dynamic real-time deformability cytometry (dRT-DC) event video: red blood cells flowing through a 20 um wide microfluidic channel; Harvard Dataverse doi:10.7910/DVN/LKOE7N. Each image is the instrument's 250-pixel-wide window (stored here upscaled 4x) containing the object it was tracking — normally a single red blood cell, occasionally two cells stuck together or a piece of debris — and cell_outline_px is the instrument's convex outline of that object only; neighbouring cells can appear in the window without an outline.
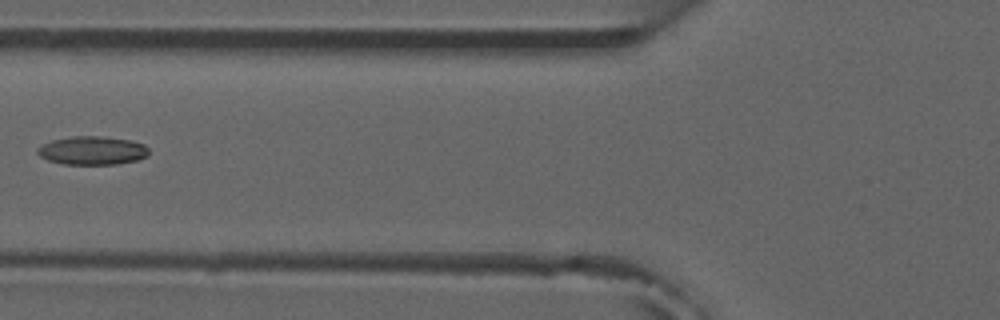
{"species": "common noctule bat (a hibernating species)", "species_latin": "Nyctalus noctula", "temperature_condition": "room temperature", "stored_images_in_passage": 3, "camera_frame_rate_fps": 3000, "um_per_image_px": 0.085, "animal": {"sex": "male", "forearm_length_mm": 52.5}, "frame": {"image": 1, "passage_image": 2, "time_ms": 1.333, "image_size_px": [1000, 320], "cell_outline_px": [[148, 156], [136, 160], [116, 164], [64, 164], [48, 160], [40, 156], [36, 152], [36, 148], [52, 140], [72, 136], [100, 136], [128, 140], [144, 144], [148, 148]], "centroid_in_image_um": [7.83, 12.79], "position_along_channel_um": 118.0, "area_um2": 18.38}}
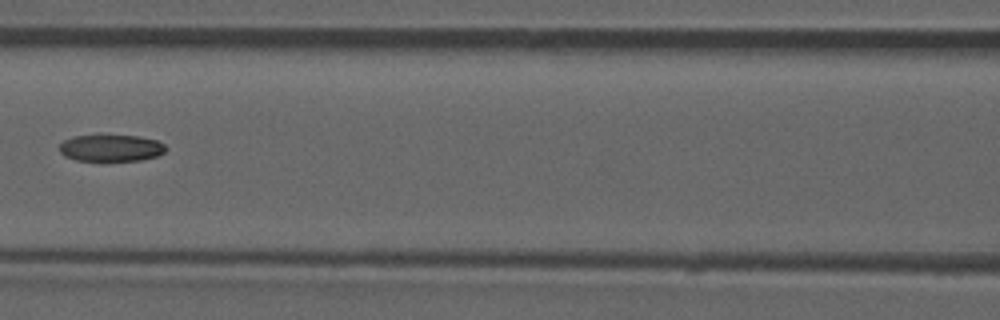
{"frame": {"image": 2, "passage_image": 3, "time_ms": 2.333, "image_size_px": [1000, 320], "cell_outline_px": [[168, 148], [164, 152], [156, 156], [140, 160], [76, 160], [64, 156], [60, 152], [60, 144], [64, 140], [72, 136], [100, 132], [140, 136], [156, 140], [164, 144]], "centroid_in_image_um": [9.41, 12.51], "position_along_channel_um": 157.2, "area_um2": 17.34}}